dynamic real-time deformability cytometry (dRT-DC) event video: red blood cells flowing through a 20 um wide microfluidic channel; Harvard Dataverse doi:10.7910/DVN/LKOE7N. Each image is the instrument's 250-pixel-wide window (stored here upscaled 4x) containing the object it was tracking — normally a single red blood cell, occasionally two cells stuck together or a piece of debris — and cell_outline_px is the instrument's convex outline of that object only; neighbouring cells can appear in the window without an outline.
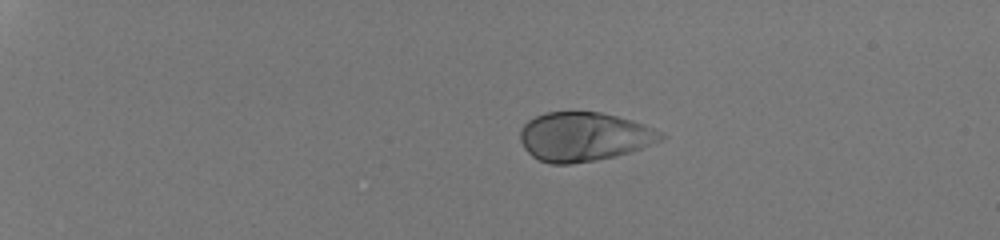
{"species": "human", "species_latin": "Homo sapiens", "temperature_condition": "room temperature", "stored_images_in_passage": 42, "camera_frame_rate_fps": 3000, "um_per_image_px": 0.085, "donor": {"sex": "male"}, "frame": {"image": 1, "passage_image": 1, "time_ms": 0.0, "image_size_px": [1000, 240], "cell_outline_px": [[668, 136], [660, 140], [640, 148], [616, 156], [596, 160], [572, 164], [548, 164], [532, 156], [524, 148], [520, 140], [520, 128], [528, 120], [544, 112], [600, 112], [632, 120], [644, 124]], "centroid_in_image_um": [49.59, 11.62], "position_along_channel_um": 35.4, "area_um2": 40.11}}
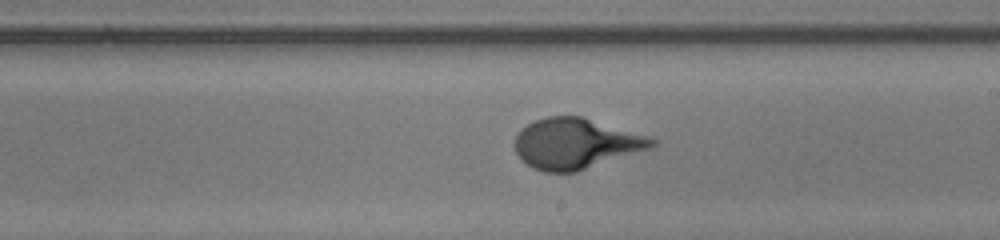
{"frame": {"image": 2, "passage_image": 24, "time_ms": 7.667, "image_size_px": [1000, 240], "cell_outline_px": [[660, 140], [652, 148], [576, 172], [544, 172], [532, 168], [516, 152], [512, 144], [520, 128], [536, 120], [548, 116], [580, 116], [648, 136]], "centroid_in_image_um": [48.94, 12.21], "position_along_channel_um": 240.1, "area_um2": 40.34}}
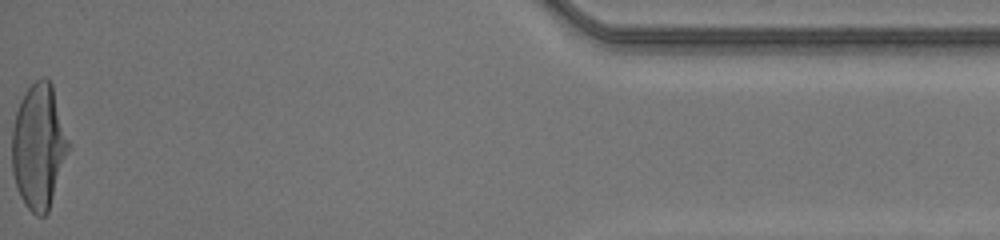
{"frame": {"image": 3, "passage_image": 42, "time_ms": 13.667, "image_size_px": [1000, 240], "cell_outline_px": [[68, 148], [48, 212], [44, 216], [36, 216], [24, 204], [20, 196], [12, 172], [12, 128], [16, 112], [20, 100], [24, 92], [40, 76], [44, 76], [52, 84], [68, 140]], "centroid_in_image_um": [3.25, 12.43], "position_along_channel_um": 431.9, "area_um2": 40.52}}